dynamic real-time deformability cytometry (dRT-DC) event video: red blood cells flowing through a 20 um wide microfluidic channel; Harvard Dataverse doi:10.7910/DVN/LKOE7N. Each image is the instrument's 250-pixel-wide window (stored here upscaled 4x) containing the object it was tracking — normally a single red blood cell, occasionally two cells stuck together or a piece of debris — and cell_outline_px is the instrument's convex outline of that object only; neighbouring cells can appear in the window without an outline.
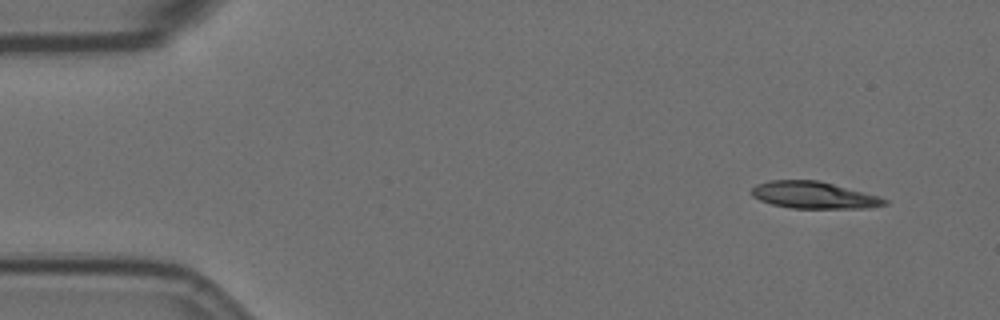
{"species": "Egyptian fruit bat (a non-hibernating species)", "species_latin": "Rousettus aegyptiacus", "temperature_condition": "room temperature", "stored_images_in_passage": 53, "camera_frame_rate_fps": 3000, "um_per_image_px": 0.085, "animal": {"sex": "female"}, "frame": {"image": 1, "passage_image": 1, "time_ms": 0.0, "image_size_px": [1000, 320], "cell_outline_px": [[888, 204], [868, 208], [792, 208], [772, 204], [760, 200], [752, 196], [752, 188], [756, 184], [768, 180], [820, 180], [880, 196], [888, 200]], "centroid_in_image_um": [69.2, 16.58], "position_along_channel_um": 15.8, "area_um2": 20.98}}
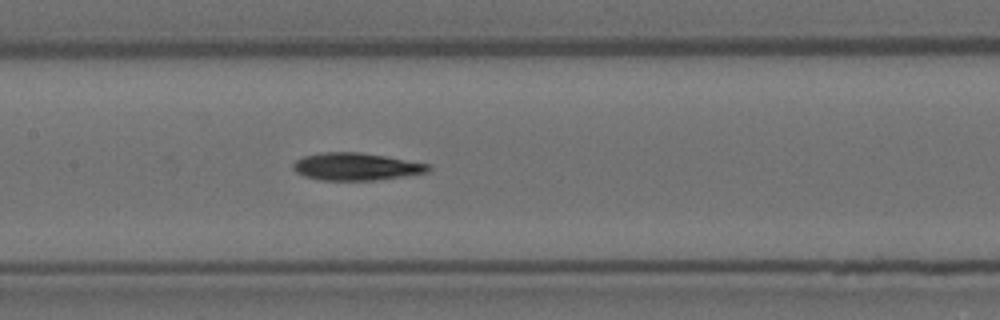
{"frame": {"image": 2, "passage_image": 23, "time_ms": 7.333, "image_size_px": [1000, 320], "cell_outline_px": [[432, 168], [428, 172], [372, 180], [320, 180], [304, 176], [296, 172], [292, 168], [292, 164], [296, 160], [304, 156], [324, 152], [360, 152], [432, 164]], "centroid_in_image_um": [30.26, 14.15], "position_along_channel_um": 177.1, "area_um2": 21.5}}
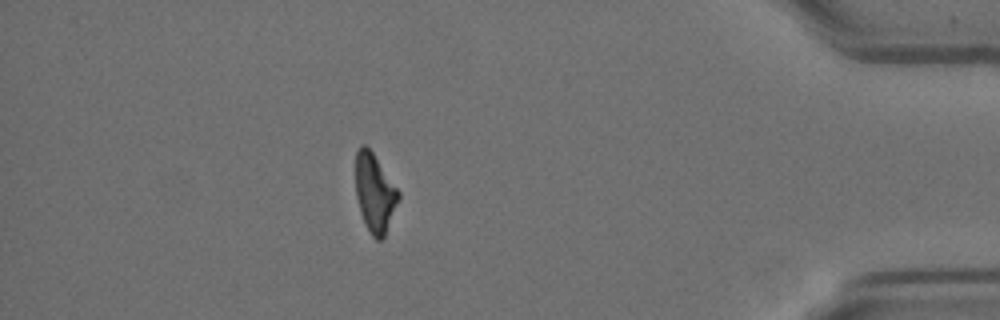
{"frame": {"image": 3, "passage_image": 46, "time_ms": 15.0, "image_size_px": [1000, 320], "cell_outline_px": [[400, 196], [384, 236], [380, 240], [376, 240], [372, 236], [364, 224], [360, 212], [356, 196], [356, 152], [360, 144], [364, 144], [372, 152], [400, 192]], "centroid_in_image_um": [31.83, 16.4], "position_along_channel_um": 403.4, "area_um2": 19.36}, "authors_computed_cell_mechanics": {"area_um2": 21.2704, "velocity_mm_per_s": 3.5643, "shape_relaxation_time_tau1_ms": 6.6837, "shape_relaxation_time_tau2_ms": 4.1423, "deformation_change_tau1": 0.1981, "deformation_change_tau2": 0.123}}